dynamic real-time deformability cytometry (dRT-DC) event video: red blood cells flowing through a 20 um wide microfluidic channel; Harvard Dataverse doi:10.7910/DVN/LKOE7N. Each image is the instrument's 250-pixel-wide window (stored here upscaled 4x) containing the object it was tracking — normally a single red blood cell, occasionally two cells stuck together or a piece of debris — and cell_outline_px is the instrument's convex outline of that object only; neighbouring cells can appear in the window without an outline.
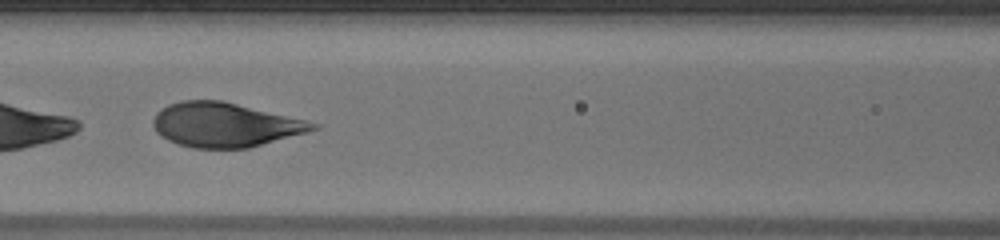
{"species": "human", "species_latin": "Homo sapiens", "temperature_condition": "warm", "stored_images_in_passage": 29, "camera_frame_rate_fps": 3000, "um_per_image_px": 0.085, "donor": {"sex": "male"}, "frame": {"image": 1, "passage_image": 21, "time_ms": 6.667, "image_size_px": [1000, 240], "cell_outline_px": [[320, 128], [308, 132], [248, 148], [192, 148], [176, 144], [160, 136], [156, 132], [152, 124], [152, 120], [156, 112], [168, 104], [180, 100], [220, 100], [304, 120], [320, 124]], "centroid_in_image_um": [19.06, 10.62], "position_along_channel_um": 147.5, "area_um2": 41.15}}
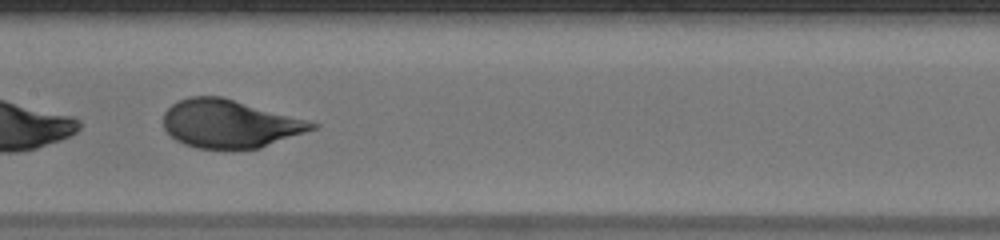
{"frame": {"image": 2, "passage_image": 24, "time_ms": 7.667, "image_size_px": [1000, 240], "cell_outline_px": [[320, 124], [316, 128], [260, 148], [232, 152], [196, 148], [184, 144], [176, 140], [164, 128], [164, 112], [172, 104], [188, 96], [220, 96], [308, 120]], "centroid_in_image_um": [19.51, 10.56], "position_along_channel_um": 187.9, "area_um2": 42.08}}